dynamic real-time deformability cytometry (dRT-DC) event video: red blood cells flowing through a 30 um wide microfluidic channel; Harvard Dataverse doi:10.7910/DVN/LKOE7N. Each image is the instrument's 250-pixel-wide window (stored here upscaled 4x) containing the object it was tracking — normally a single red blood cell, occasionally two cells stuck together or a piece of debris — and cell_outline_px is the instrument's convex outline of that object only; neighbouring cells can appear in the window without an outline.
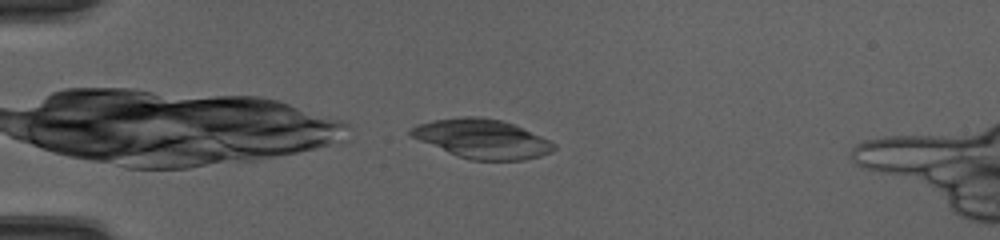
{"species": "common noctule bat (a hibernating species)", "species_latin": "Nyctalus noctula", "temperature_condition": "cold", "stored_images_in_passage": 38, "camera_frame_rate_fps": 3000, "um_per_image_px": 0.085, "animal": {"sex": "female", "body_mass_g": 20.0, "forearm_length_mm": 54.0}, "frame": {"image": 1, "passage_image": 2, "time_ms": 0.333, "image_size_px": [1000, 240], "cell_outline_px": [[556, 148], [552, 152], [540, 156], [524, 160], [472, 160], [460, 156], [420, 140], [412, 136], [408, 132], [416, 124], [432, 120], [464, 116], [472, 116], [500, 120], [512, 124], [540, 136], [556, 144]], "centroid_in_image_um": [41.0, 11.79], "position_along_channel_um": 44.0, "area_um2": 31.96}}
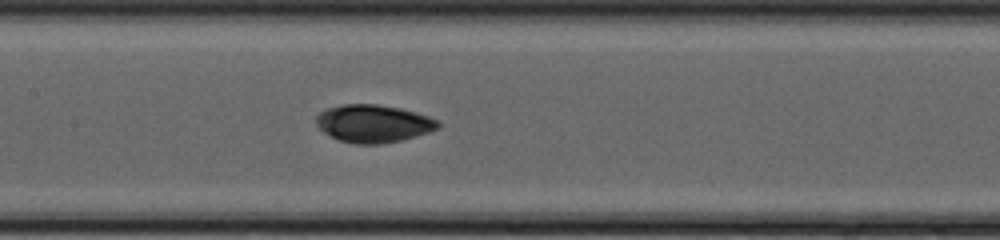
{"frame": {"image": 2, "passage_image": 14, "time_ms": 4.333, "image_size_px": [1000, 240], "cell_outline_px": [[440, 124], [436, 128], [428, 132], [400, 140], [380, 144], [356, 144], [340, 140], [324, 132], [316, 124], [316, 116], [320, 112], [328, 108], [344, 104], [376, 104], [400, 108], [428, 116], [436, 120]], "centroid_in_image_um": [31.71, 10.49], "position_along_channel_um": 175.7, "area_um2": 26.36}}
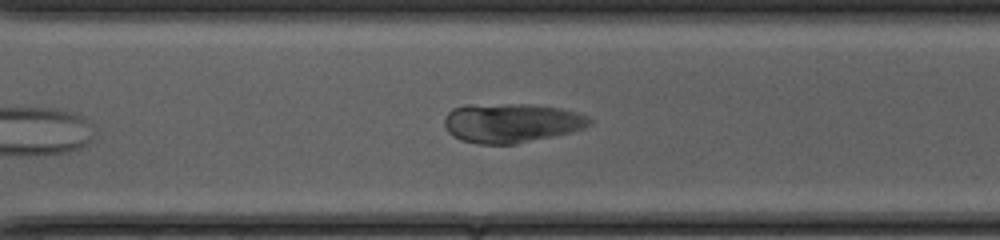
{"frame": {"image": 3, "passage_image": 25, "time_ms": 8.0, "image_size_px": [1000, 240], "cell_outline_px": [[592, 120], [584, 128], [572, 132], [516, 144], [480, 144], [460, 140], [452, 136], [448, 132], [444, 124], [444, 116], [452, 108], [464, 104], [532, 104], [560, 108], [576, 112]], "centroid_in_image_um": [43.4, 10.44], "position_along_channel_um": 327.2, "area_um2": 33.47}}